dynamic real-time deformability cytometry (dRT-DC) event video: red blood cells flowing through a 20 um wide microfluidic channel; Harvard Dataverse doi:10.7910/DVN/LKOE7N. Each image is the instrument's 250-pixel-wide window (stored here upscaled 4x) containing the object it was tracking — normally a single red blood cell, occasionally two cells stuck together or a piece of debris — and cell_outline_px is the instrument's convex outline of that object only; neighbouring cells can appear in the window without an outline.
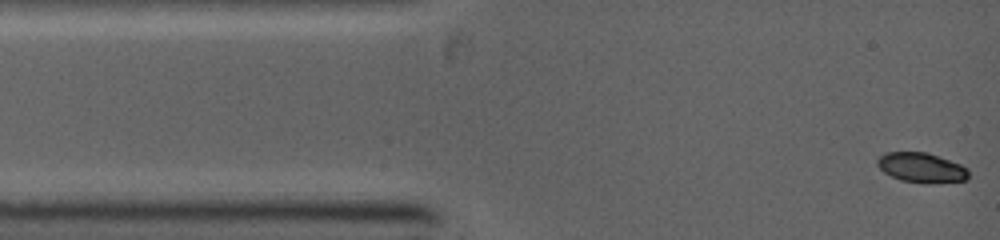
{"species": "common noctule bat (a hibernating species)", "species_latin": "Nyctalus noctula", "temperature_condition": "warm", "stored_images_in_passage": 4, "camera_frame_rate_fps": 5000, "um_per_image_px": 0.085, "animal": {"sex": "female", "body_mass_g": 19.0, "forearm_length_mm": 53.3}, "frame": {"image": 1, "passage_image": 1, "time_ms": 0.0, "image_size_px": [1000, 240], "cell_outline_px": [[968, 180], [928, 184], [900, 180], [884, 172], [876, 164], [876, 160], [880, 156], [888, 152], [928, 152], [960, 164], [968, 168]], "centroid_in_image_um": [78.34, 14.26], "position_along_channel_um": 6.7, "area_um2": 15.95}}
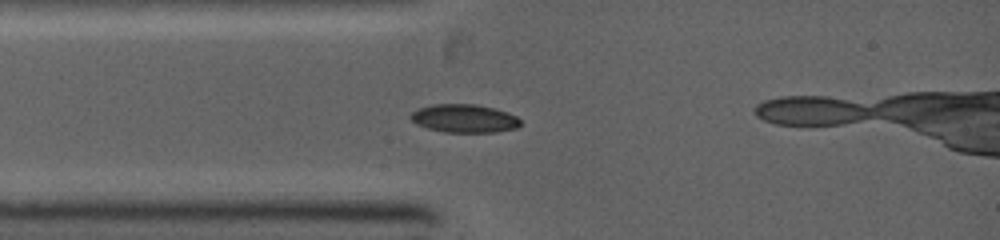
{"frame": {"image": 2, "passage_image": 3, "time_ms": 2.2, "image_size_px": [1000, 240], "cell_outline_px": [[520, 124], [516, 128], [496, 132], [444, 132], [428, 128], [416, 124], [408, 116], [412, 112], [420, 108], [432, 104], [476, 104], [496, 108], [508, 112], [516, 116], [520, 120]], "centroid_in_image_um": [39.46, 10.06], "position_along_channel_um": 45.5, "area_um2": 18.15}}